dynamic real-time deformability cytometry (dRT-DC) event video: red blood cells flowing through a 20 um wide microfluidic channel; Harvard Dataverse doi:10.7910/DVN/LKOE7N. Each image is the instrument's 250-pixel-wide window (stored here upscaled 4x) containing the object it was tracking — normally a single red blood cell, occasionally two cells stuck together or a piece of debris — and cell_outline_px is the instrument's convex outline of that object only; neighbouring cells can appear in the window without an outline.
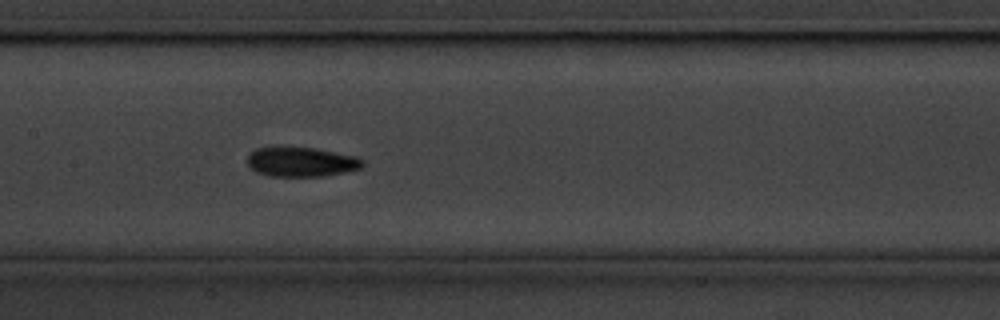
{"species": "common noctule bat (a hibernating species)", "species_latin": "Nyctalus noctula", "temperature_condition": "cold", "stored_images_in_passage": 8, "camera_frame_rate_fps": 3000, "um_per_image_px": 0.085, "animal": {"sex": "male", "body_mass_g": 20.1, "forearm_length_mm": 53.5}, "frame": {"image": 1, "passage_image": 8, "time_ms": 2.333, "image_size_px": [1000, 320], "cell_outline_px": [[364, 164], [360, 168], [344, 172], [320, 176], [268, 176], [256, 172], [248, 164], [248, 156], [256, 148], [316, 148], [356, 156], [364, 160]], "centroid_in_image_um": [25.63, 13.77], "position_along_channel_um": 181.8, "area_um2": 19.54}}